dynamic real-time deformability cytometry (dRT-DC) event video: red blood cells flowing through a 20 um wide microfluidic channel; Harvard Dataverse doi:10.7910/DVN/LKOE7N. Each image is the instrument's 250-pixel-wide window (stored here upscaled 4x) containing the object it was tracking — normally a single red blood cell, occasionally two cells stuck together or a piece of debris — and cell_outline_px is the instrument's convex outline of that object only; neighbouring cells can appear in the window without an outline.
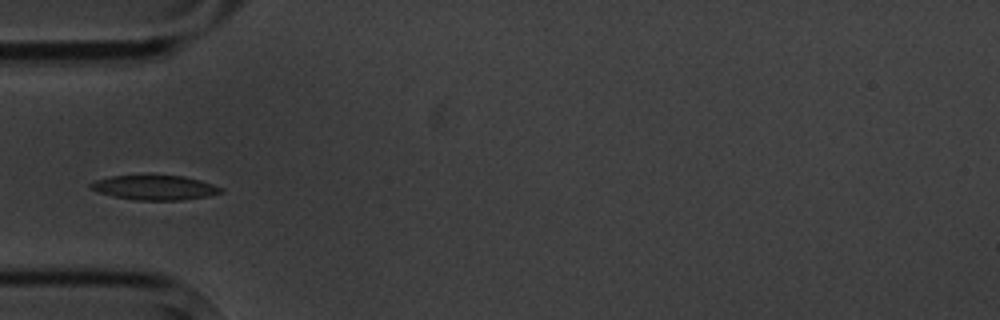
{"species": "common noctule bat (a hibernating species)", "species_latin": "Nyctalus noctula", "temperature_condition": "cold", "stored_images_in_passage": 4, "camera_frame_rate_fps": 3000, "um_per_image_px": 0.085, "animal": {"sex": "male", "body_mass_g": 20.1, "forearm_length_mm": 53.5}, "frame": {"image": 1, "passage_image": 4, "time_ms": 3.667, "image_size_px": [1000, 320], "cell_outline_px": [[224, 192], [208, 196], [180, 200], [136, 200], [112, 196], [88, 188], [88, 184], [96, 180], [112, 176], [148, 172], [184, 176], [200, 180], [224, 188]], "centroid_in_image_um": [13.13, 15.89], "position_along_channel_um": 71.9, "area_um2": 19.59}}